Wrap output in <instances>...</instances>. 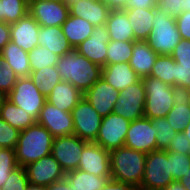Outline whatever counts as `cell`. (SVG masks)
Listing matches in <instances>:
<instances>
[{
  "label": "cell",
  "mask_w": 190,
  "mask_h": 190,
  "mask_svg": "<svg viewBox=\"0 0 190 190\" xmlns=\"http://www.w3.org/2000/svg\"><path fill=\"white\" fill-rule=\"evenodd\" d=\"M56 67L61 80L70 82L83 94L102 76V67L80 55L76 49L60 56Z\"/></svg>",
  "instance_id": "1"
},
{
  "label": "cell",
  "mask_w": 190,
  "mask_h": 190,
  "mask_svg": "<svg viewBox=\"0 0 190 190\" xmlns=\"http://www.w3.org/2000/svg\"><path fill=\"white\" fill-rule=\"evenodd\" d=\"M53 141L52 134L37 122L20 131L14 148L18 165L25 167L51 154Z\"/></svg>",
  "instance_id": "2"
},
{
  "label": "cell",
  "mask_w": 190,
  "mask_h": 190,
  "mask_svg": "<svg viewBox=\"0 0 190 190\" xmlns=\"http://www.w3.org/2000/svg\"><path fill=\"white\" fill-rule=\"evenodd\" d=\"M147 154L126 146L110 151L111 179L140 187Z\"/></svg>",
  "instance_id": "3"
},
{
  "label": "cell",
  "mask_w": 190,
  "mask_h": 190,
  "mask_svg": "<svg viewBox=\"0 0 190 190\" xmlns=\"http://www.w3.org/2000/svg\"><path fill=\"white\" fill-rule=\"evenodd\" d=\"M141 79L146 91L144 117L165 118L181 93L158 78L147 76Z\"/></svg>",
  "instance_id": "4"
},
{
  "label": "cell",
  "mask_w": 190,
  "mask_h": 190,
  "mask_svg": "<svg viewBox=\"0 0 190 190\" xmlns=\"http://www.w3.org/2000/svg\"><path fill=\"white\" fill-rule=\"evenodd\" d=\"M175 18L161 12L154 11L153 27L146 42L158 55H171L175 46L180 42Z\"/></svg>",
  "instance_id": "5"
},
{
  "label": "cell",
  "mask_w": 190,
  "mask_h": 190,
  "mask_svg": "<svg viewBox=\"0 0 190 190\" xmlns=\"http://www.w3.org/2000/svg\"><path fill=\"white\" fill-rule=\"evenodd\" d=\"M174 182L170 157L166 150H155L147 154L144 178L140 187L163 190Z\"/></svg>",
  "instance_id": "6"
},
{
  "label": "cell",
  "mask_w": 190,
  "mask_h": 190,
  "mask_svg": "<svg viewBox=\"0 0 190 190\" xmlns=\"http://www.w3.org/2000/svg\"><path fill=\"white\" fill-rule=\"evenodd\" d=\"M7 99L23 108L35 121L46 102V97L30 77H18Z\"/></svg>",
  "instance_id": "7"
},
{
  "label": "cell",
  "mask_w": 190,
  "mask_h": 190,
  "mask_svg": "<svg viewBox=\"0 0 190 190\" xmlns=\"http://www.w3.org/2000/svg\"><path fill=\"white\" fill-rule=\"evenodd\" d=\"M146 91L142 79L125 90L119 91L112 113L122 116L130 122L144 117Z\"/></svg>",
  "instance_id": "8"
},
{
  "label": "cell",
  "mask_w": 190,
  "mask_h": 190,
  "mask_svg": "<svg viewBox=\"0 0 190 190\" xmlns=\"http://www.w3.org/2000/svg\"><path fill=\"white\" fill-rule=\"evenodd\" d=\"M74 122L73 134L88 142H94L102 122V116L84 97L71 111Z\"/></svg>",
  "instance_id": "9"
},
{
  "label": "cell",
  "mask_w": 190,
  "mask_h": 190,
  "mask_svg": "<svg viewBox=\"0 0 190 190\" xmlns=\"http://www.w3.org/2000/svg\"><path fill=\"white\" fill-rule=\"evenodd\" d=\"M130 121L120 115L110 113L102 118L94 143L111 151L124 146Z\"/></svg>",
  "instance_id": "10"
},
{
  "label": "cell",
  "mask_w": 190,
  "mask_h": 190,
  "mask_svg": "<svg viewBox=\"0 0 190 190\" xmlns=\"http://www.w3.org/2000/svg\"><path fill=\"white\" fill-rule=\"evenodd\" d=\"M87 143L74 134L54 138L51 154L67 173L78 169L82 150Z\"/></svg>",
  "instance_id": "11"
},
{
  "label": "cell",
  "mask_w": 190,
  "mask_h": 190,
  "mask_svg": "<svg viewBox=\"0 0 190 190\" xmlns=\"http://www.w3.org/2000/svg\"><path fill=\"white\" fill-rule=\"evenodd\" d=\"M28 13L40 26H62L67 20L69 5L55 0H29Z\"/></svg>",
  "instance_id": "12"
},
{
  "label": "cell",
  "mask_w": 190,
  "mask_h": 190,
  "mask_svg": "<svg viewBox=\"0 0 190 190\" xmlns=\"http://www.w3.org/2000/svg\"><path fill=\"white\" fill-rule=\"evenodd\" d=\"M151 119L142 117L130 122L124 146L146 154L157 150L156 135Z\"/></svg>",
  "instance_id": "13"
},
{
  "label": "cell",
  "mask_w": 190,
  "mask_h": 190,
  "mask_svg": "<svg viewBox=\"0 0 190 190\" xmlns=\"http://www.w3.org/2000/svg\"><path fill=\"white\" fill-rule=\"evenodd\" d=\"M29 183L49 186L54 182L65 179L66 173L52 154L25 166Z\"/></svg>",
  "instance_id": "14"
},
{
  "label": "cell",
  "mask_w": 190,
  "mask_h": 190,
  "mask_svg": "<svg viewBox=\"0 0 190 190\" xmlns=\"http://www.w3.org/2000/svg\"><path fill=\"white\" fill-rule=\"evenodd\" d=\"M36 122L45 127L54 138L72 135L74 131L72 114L55 107L47 101Z\"/></svg>",
  "instance_id": "15"
},
{
  "label": "cell",
  "mask_w": 190,
  "mask_h": 190,
  "mask_svg": "<svg viewBox=\"0 0 190 190\" xmlns=\"http://www.w3.org/2000/svg\"><path fill=\"white\" fill-rule=\"evenodd\" d=\"M110 41L106 25L94 26L91 35L79 44L75 49L91 62L106 66L107 46Z\"/></svg>",
  "instance_id": "16"
},
{
  "label": "cell",
  "mask_w": 190,
  "mask_h": 190,
  "mask_svg": "<svg viewBox=\"0 0 190 190\" xmlns=\"http://www.w3.org/2000/svg\"><path fill=\"white\" fill-rule=\"evenodd\" d=\"M78 169L99 177H111L110 151L88 142L82 150Z\"/></svg>",
  "instance_id": "17"
},
{
  "label": "cell",
  "mask_w": 190,
  "mask_h": 190,
  "mask_svg": "<svg viewBox=\"0 0 190 190\" xmlns=\"http://www.w3.org/2000/svg\"><path fill=\"white\" fill-rule=\"evenodd\" d=\"M119 91L100 78L83 97L92 105V107L102 116L106 117L112 113L117 102Z\"/></svg>",
  "instance_id": "18"
},
{
  "label": "cell",
  "mask_w": 190,
  "mask_h": 190,
  "mask_svg": "<svg viewBox=\"0 0 190 190\" xmlns=\"http://www.w3.org/2000/svg\"><path fill=\"white\" fill-rule=\"evenodd\" d=\"M40 25L27 13L17 22L10 24L11 41L26 52L38 46V33Z\"/></svg>",
  "instance_id": "19"
},
{
  "label": "cell",
  "mask_w": 190,
  "mask_h": 190,
  "mask_svg": "<svg viewBox=\"0 0 190 190\" xmlns=\"http://www.w3.org/2000/svg\"><path fill=\"white\" fill-rule=\"evenodd\" d=\"M68 5L70 15L83 18L93 26L106 24L111 11V8L102 0H82L68 3Z\"/></svg>",
  "instance_id": "20"
},
{
  "label": "cell",
  "mask_w": 190,
  "mask_h": 190,
  "mask_svg": "<svg viewBox=\"0 0 190 190\" xmlns=\"http://www.w3.org/2000/svg\"><path fill=\"white\" fill-rule=\"evenodd\" d=\"M117 91L125 90L141 78L133 70L129 62L109 64L102 67V76Z\"/></svg>",
  "instance_id": "21"
},
{
  "label": "cell",
  "mask_w": 190,
  "mask_h": 190,
  "mask_svg": "<svg viewBox=\"0 0 190 190\" xmlns=\"http://www.w3.org/2000/svg\"><path fill=\"white\" fill-rule=\"evenodd\" d=\"M82 98L83 93L77 87L70 82L61 81L46 97V101L65 112L71 113Z\"/></svg>",
  "instance_id": "22"
},
{
  "label": "cell",
  "mask_w": 190,
  "mask_h": 190,
  "mask_svg": "<svg viewBox=\"0 0 190 190\" xmlns=\"http://www.w3.org/2000/svg\"><path fill=\"white\" fill-rule=\"evenodd\" d=\"M152 8L126 7L128 19L134 32L135 41H146L153 27L154 11Z\"/></svg>",
  "instance_id": "23"
},
{
  "label": "cell",
  "mask_w": 190,
  "mask_h": 190,
  "mask_svg": "<svg viewBox=\"0 0 190 190\" xmlns=\"http://www.w3.org/2000/svg\"><path fill=\"white\" fill-rule=\"evenodd\" d=\"M105 25L110 40L135 41L134 32L125 9H111Z\"/></svg>",
  "instance_id": "24"
},
{
  "label": "cell",
  "mask_w": 190,
  "mask_h": 190,
  "mask_svg": "<svg viewBox=\"0 0 190 190\" xmlns=\"http://www.w3.org/2000/svg\"><path fill=\"white\" fill-rule=\"evenodd\" d=\"M157 56L146 41H135L129 63L136 74L143 78L150 75Z\"/></svg>",
  "instance_id": "25"
},
{
  "label": "cell",
  "mask_w": 190,
  "mask_h": 190,
  "mask_svg": "<svg viewBox=\"0 0 190 190\" xmlns=\"http://www.w3.org/2000/svg\"><path fill=\"white\" fill-rule=\"evenodd\" d=\"M38 45L49 49L58 56H63L73 48L62 32L61 26H40Z\"/></svg>",
  "instance_id": "26"
},
{
  "label": "cell",
  "mask_w": 190,
  "mask_h": 190,
  "mask_svg": "<svg viewBox=\"0 0 190 190\" xmlns=\"http://www.w3.org/2000/svg\"><path fill=\"white\" fill-rule=\"evenodd\" d=\"M6 64L15 72L18 77H29L31 68L28 52L24 51L12 41L8 42L0 52Z\"/></svg>",
  "instance_id": "27"
},
{
  "label": "cell",
  "mask_w": 190,
  "mask_h": 190,
  "mask_svg": "<svg viewBox=\"0 0 190 190\" xmlns=\"http://www.w3.org/2000/svg\"><path fill=\"white\" fill-rule=\"evenodd\" d=\"M61 28L69 44L75 49L91 35L94 26L83 18L69 14Z\"/></svg>",
  "instance_id": "28"
},
{
  "label": "cell",
  "mask_w": 190,
  "mask_h": 190,
  "mask_svg": "<svg viewBox=\"0 0 190 190\" xmlns=\"http://www.w3.org/2000/svg\"><path fill=\"white\" fill-rule=\"evenodd\" d=\"M65 178L75 190H102L111 177H99L80 169L66 173Z\"/></svg>",
  "instance_id": "29"
},
{
  "label": "cell",
  "mask_w": 190,
  "mask_h": 190,
  "mask_svg": "<svg viewBox=\"0 0 190 190\" xmlns=\"http://www.w3.org/2000/svg\"><path fill=\"white\" fill-rule=\"evenodd\" d=\"M0 117L19 131L27 129L36 122L23 108L8 99L0 108Z\"/></svg>",
  "instance_id": "30"
},
{
  "label": "cell",
  "mask_w": 190,
  "mask_h": 190,
  "mask_svg": "<svg viewBox=\"0 0 190 190\" xmlns=\"http://www.w3.org/2000/svg\"><path fill=\"white\" fill-rule=\"evenodd\" d=\"M165 118L177 133L184 131L190 122V100L186 94L179 96Z\"/></svg>",
  "instance_id": "31"
},
{
  "label": "cell",
  "mask_w": 190,
  "mask_h": 190,
  "mask_svg": "<svg viewBox=\"0 0 190 190\" xmlns=\"http://www.w3.org/2000/svg\"><path fill=\"white\" fill-rule=\"evenodd\" d=\"M29 77L45 97L49 96L53 88L62 81L56 66H47L40 70L31 71Z\"/></svg>",
  "instance_id": "32"
},
{
  "label": "cell",
  "mask_w": 190,
  "mask_h": 190,
  "mask_svg": "<svg viewBox=\"0 0 190 190\" xmlns=\"http://www.w3.org/2000/svg\"><path fill=\"white\" fill-rule=\"evenodd\" d=\"M29 0H0V21L17 22L28 13Z\"/></svg>",
  "instance_id": "33"
},
{
  "label": "cell",
  "mask_w": 190,
  "mask_h": 190,
  "mask_svg": "<svg viewBox=\"0 0 190 190\" xmlns=\"http://www.w3.org/2000/svg\"><path fill=\"white\" fill-rule=\"evenodd\" d=\"M149 76L175 87V61L172 56L158 55Z\"/></svg>",
  "instance_id": "34"
},
{
  "label": "cell",
  "mask_w": 190,
  "mask_h": 190,
  "mask_svg": "<svg viewBox=\"0 0 190 190\" xmlns=\"http://www.w3.org/2000/svg\"><path fill=\"white\" fill-rule=\"evenodd\" d=\"M133 42L113 41L107 46L106 65L129 62L132 56Z\"/></svg>",
  "instance_id": "35"
},
{
  "label": "cell",
  "mask_w": 190,
  "mask_h": 190,
  "mask_svg": "<svg viewBox=\"0 0 190 190\" xmlns=\"http://www.w3.org/2000/svg\"><path fill=\"white\" fill-rule=\"evenodd\" d=\"M57 54L42 46L34 47L28 54L31 71L40 70L47 66H56L59 61Z\"/></svg>",
  "instance_id": "36"
},
{
  "label": "cell",
  "mask_w": 190,
  "mask_h": 190,
  "mask_svg": "<svg viewBox=\"0 0 190 190\" xmlns=\"http://www.w3.org/2000/svg\"><path fill=\"white\" fill-rule=\"evenodd\" d=\"M154 128L158 131L156 137L157 150H167L172 138L177 134L166 118H152Z\"/></svg>",
  "instance_id": "37"
},
{
  "label": "cell",
  "mask_w": 190,
  "mask_h": 190,
  "mask_svg": "<svg viewBox=\"0 0 190 190\" xmlns=\"http://www.w3.org/2000/svg\"><path fill=\"white\" fill-rule=\"evenodd\" d=\"M18 166L15 151L10 148H2L0 150V187L4 185L10 173Z\"/></svg>",
  "instance_id": "38"
},
{
  "label": "cell",
  "mask_w": 190,
  "mask_h": 190,
  "mask_svg": "<svg viewBox=\"0 0 190 190\" xmlns=\"http://www.w3.org/2000/svg\"><path fill=\"white\" fill-rule=\"evenodd\" d=\"M170 157V167L174 181H179L190 168V158L188 154L168 152Z\"/></svg>",
  "instance_id": "39"
},
{
  "label": "cell",
  "mask_w": 190,
  "mask_h": 190,
  "mask_svg": "<svg viewBox=\"0 0 190 190\" xmlns=\"http://www.w3.org/2000/svg\"><path fill=\"white\" fill-rule=\"evenodd\" d=\"M28 184L26 168L18 166L10 173L2 188L3 190H26Z\"/></svg>",
  "instance_id": "40"
},
{
  "label": "cell",
  "mask_w": 190,
  "mask_h": 190,
  "mask_svg": "<svg viewBox=\"0 0 190 190\" xmlns=\"http://www.w3.org/2000/svg\"><path fill=\"white\" fill-rule=\"evenodd\" d=\"M20 131L0 117V146L13 149L17 145Z\"/></svg>",
  "instance_id": "41"
},
{
  "label": "cell",
  "mask_w": 190,
  "mask_h": 190,
  "mask_svg": "<svg viewBox=\"0 0 190 190\" xmlns=\"http://www.w3.org/2000/svg\"><path fill=\"white\" fill-rule=\"evenodd\" d=\"M17 79L18 76L6 64L4 58L0 54V90L8 95L16 84Z\"/></svg>",
  "instance_id": "42"
},
{
  "label": "cell",
  "mask_w": 190,
  "mask_h": 190,
  "mask_svg": "<svg viewBox=\"0 0 190 190\" xmlns=\"http://www.w3.org/2000/svg\"><path fill=\"white\" fill-rule=\"evenodd\" d=\"M175 88L181 94H186L190 91V64L175 62Z\"/></svg>",
  "instance_id": "43"
},
{
  "label": "cell",
  "mask_w": 190,
  "mask_h": 190,
  "mask_svg": "<svg viewBox=\"0 0 190 190\" xmlns=\"http://www.w3.org/2000/svg\"><path fill=\"white\" fill-rule=\"evenodd\" d=\"M157 8L172 18L181 15L183 0H157Z\"/></svg>",
  "instance_id": "44"
},
{
  "label": "cell",
  "mask_w": 190,
  "mask_h": 190,
  "mask_svg": "<svg viewBox=\"0 0 190 190\" xmlns=\"http://www.w3.org/2000/svg\"><path fill=\"white\" fill-rule=\"evenodd\" d=\"M190 148V141L184 132H178L170 141L168 152H176L188 154Z\"/></svg>",
  "instance_id": "45"
},
{
  "label": "cell",
  "mask_w": 190,
  "mask_h": 190,
  "mask_svg": "<svg viewBox=\"0 0 190 190\" xmlns=\"http://www.w3.org/2000/svg\"><path fill=\"white\" fill-rule=\"evenodd\" d=\"M175 21L181 38L190 40V11L182 12Z\"/></svg>",
  "instance_id": "46"
},
{
  "label": "cell",
  "mask_w": 190,
  "mask_h": 190,
  "mask_svg": "<svg viewBox=\"0 0 190 190\" xmlns=\"http://www.w3.org/2000/svg\"><path fill=\"white\" fill-rule=\"evenodd\" d=\"M171 56L173 59L190 58V40L181 39L180 42L175 46V49Z\"/></svg>",
  "instance_id": "47"
},
{
  "label": "cell",
  "mask_w": 190,
  "mask_h": 190,
  "mask_svg": "<svg viewBox=\"0 0 190 190\" xmlns=\"http://www.w3.org/2000/svg\"><path fill=\"white\" fill-rule=\"evenodd\" d=\"M102 190H136L134 185L109 179Z\"/></svg>",
  "instance_id": "48"
},
{
  "label": "cell",
  "mask_w": 190,
  "mask_h": 190,
  "mask_svg": "<svg viewBox=\"0 0 190 190\" xmlns=\"http://www.w3.org/2000/svg\"><path fill=\"white\" fill-rule=\"evenodd\" d=\"M10 41V24L0 21V52Z\"/></svg>",
  "instance_id": "49"
},
{
  "label": "cell",
  "mask_w": 190,
  "mask_h": 190,
  "mask_svg": "<svg viewBox=\"0 0 190 190\" xmlns=\"http://www.w3.org/2000/svg\"><path fill=\"white\" fill-rule=\"evenodd\" d=\"M157 0H129L127 7L152 8L156 7Z\"/></svg>",
  "instance_id": "50"
},
{
  "label": "cell",
  "mask_w": 190,
  "mask_h": 190,
  "mask_svg": "<svg viewBox=\"0 0 190 190\" xmlns=\"http://www.w3.org/2000/svg\"><path fill=\"white\" fill-rule=\"evenodd\" d=\"M46 190H75L74 187L70 186V183L67 179L54 182L49 186H46Z\"/></svg>",
  "instance_id": "51"
},
{
  "label": "cell",
  "mask_w": 190,
  "mask_h": 190,
  "mask_svg": "<svg viewBox=\"0 0 190 190\" xmlns=\"http://www.w3.org/2000/svg\"><path fill=\"white\" fill-rule=\"evenodd\" d=\"M111 9H125L129 3V0H102Z\"/></svg>",
  "instance_id": "52"
},
{
  "label": "cell",
  "mask_w": 190,
  "mask_h": 190,
  "mask_svg": "<svg viewBox=\"0 0 190 190\" xmlns=\"http://www.w3.org/2000/svg\"><path fill=\"white\" fill-rule=\"evenodd\" d=\"M179 182L183 185L186 190H190V168L186 171L184 176L179 179Z\"/></svg>",
  "instance_id": "53"
},
{
  "label": "cell",
  "mask_w": 190,
  "mask_h": 190,
  "mask_svg": "<svg viewBox=\"0 0 190 190\" xmlns=\"http://www.w3.org/2000/svg\"><path fill=\"white\" fill-rule=\"evenodd\" d=\"M163 190H186L179 181H174Z\"/></svg>",
  "instance_id": "54"
},
{
  "label": "cell",
  "mask_w": 190,
  "mask_h": 190,
  "mask_svg": "<svg viewBox=\"0 0 190 190\" xmlns=\"http://www.w3.org/2000/svg\"><path fill=\"white\" fill-rule=\"evenodd\" d=\"M26 190H46V187L29 183Z\"/></svg>",
  "instance_id": "55"
},
{
  "label": "cell",
  "mask_w": 190,
  "mask_h": 190,
  "mask_svg": "<svg viewBox=\"0 0 190 190\" xmlns=\"http://www.w3.org/2000/svg\"><path fill=\"white\" fill-rule=\"evenodd\" d=\"M7 100V94L0 90V108L3 106L4 102Z\"/></svg>",
  "instance_id": "56"
},
{
  "label": "cell",
  "mask_w": 190,
  "mask_h": 190,
  "mask_svg": "<svg viewBox=\"0 0 190 190\" xmlns=\"http://www.w3.org/2000/svg\"><path fill=\"white\" fill-rule=\"evenodd\" d=\"M182 12L190 11V0H183Z\"/></svg>",
  "instance_id": "57"
},
{
  "label": "cell",
  "mask_w": 190,
  "mask_h": 190,
  "mask_svg": "<svg viewBox=\"0 0 190 190\" xmlns=\"http://www.w3.org/2000/svg\"><path fill=\"white\" fill-rule=\"evenodd\" d=\"M186 135V137L188 138V140L190 141V122L187 124V126L184 128L183 131Z\"/></svg>",
  "instance_id": "58"
},
{
  "label": "cell",
  "mask_w": 190,
  "mask_h": 190,
  "mask_svg": "<svg viewBox=\"0 0 190 190\" xmlns=\"http://www.w3.org/2000/svg\"><path fill=\"white\" fill-rule=\"evenodd\" d=\"M174 61L176 63H179V64H190V58H188V59H174Z\"/></svg>",
  "instance_id": "59"
},
{
  "label": "cell",
  "mask_w": 190,
  "mask_h": 190,
  "mask_svg": "<svg viewBox=\"0 0 190 190\" xmlns=\"http://www.w3.org/2000/svg\"><path fill=\"white\" fill-rule=\"evenodd\" d=\"M82 0H68V3H74ZM87 1H97V0H87Z\"/></svg>",
  "instance_id": "60"
},
{
  "label": "cell",
  "mask_w": 190,
  "mask_h": 190,
  "mask_svg": "<svg viewBox=\"0 0 190 190\" xmlns=\"http://www.w3.org/2000/svg\"><path fill=\"white\" fill-rule=\"evenodd\" d=\"M136 190H158V189H148L143 187H137Z\"/></svg>",
  "instance_id": "61"
},
{
  "label": "cell",
  "mask_w": 190,
  "mask_h": 190,
  "mask_svg": "<svg viewBox=\"0 0 190 190\" xmlns=\"http://www.w3.org/2000/svg\"><path fill=\"white\" fill-rule=\"evenodd\" d=\"M55 1H60V2H66V3H68V0H55Z\"/></svg>",
  "instance_id": "62"
},
{
  "label": "cell",
  "mask_w": 190,
  "mask_h": 190,
  "mask_svg": "<svg viewBox=\"0 0 190 190\" xmlns=\"http://www.w3.org/2000/svg\"><path fill=\"white\" fill-rule=\"evenodd\" d=\"M187 97L189 98L190 100V91L186 93Z\"/></svg>",
  "instance_id": "63"
}]
</instances>
